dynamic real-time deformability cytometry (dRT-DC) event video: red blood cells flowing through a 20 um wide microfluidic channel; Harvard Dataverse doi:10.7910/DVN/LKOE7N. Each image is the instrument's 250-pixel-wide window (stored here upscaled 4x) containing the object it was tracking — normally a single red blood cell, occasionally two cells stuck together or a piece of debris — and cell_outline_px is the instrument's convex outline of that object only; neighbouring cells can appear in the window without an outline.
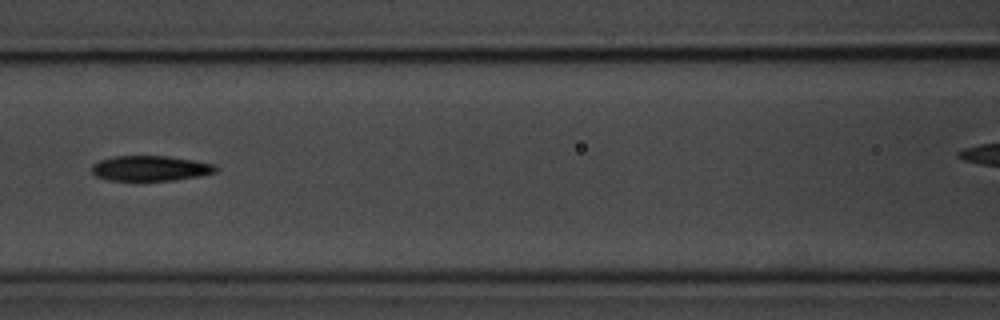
{"species": "common noctule bat (a hibernating species)", "species_latin": "Nyctalus noctula", "temperature_condition": "room temperature", "stored_images_in_passage": 10, "camera_frame_rate_fps": 3000, "um_per_image_px": 0.085, "animal": {"sex": "male", "body_mass_g": 20.1, "forearm_length_mm": 53.5}, "frame": {"image": 1, "passage_image": 7, "time_ms": 7.0, "image_size_px": [1000, 320], "cell_outline_px": [[220, 168], [216, 172], [200, 176], [176, 180], [108, 180], [96, 176], [92, 172], [92, 164], [100, 160], [112, 156], [168, 156], [216, 164]], "centroid_in_image_um": [12.82, 14.3], "position_along_channel_um": 153.8, "area_um2": 18.32}}